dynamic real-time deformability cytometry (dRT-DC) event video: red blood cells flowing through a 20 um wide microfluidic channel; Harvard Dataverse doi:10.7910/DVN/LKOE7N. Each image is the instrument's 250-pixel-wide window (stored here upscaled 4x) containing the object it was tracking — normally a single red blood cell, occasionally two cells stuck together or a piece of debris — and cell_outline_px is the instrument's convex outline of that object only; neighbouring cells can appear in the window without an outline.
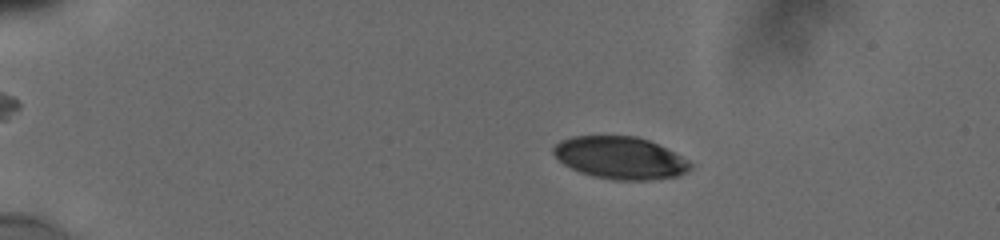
{"species": "human", "species_latin": "Homo sapiens", "temperature_condition": "cold", "stored_images_in_passage": 12, "camera_frame_rate_fps": 3000, "um_per_image_px": 0.085, "donor": {"sex": "male"}, "frame": {"image": 1, "passage_image": 4, "time_ms": 2.333, "image_size_px": [1000, 240], "cell_outline_px": [[692, 168], [688, 172], [680, 176], [652, 180], [612, 180], [592, 176], [580, 172], [564, 164], [552, 152], [552, 148], [560, 140], [572, 136], [636, 136], [648, 140], [688, 160], [692, 164]], "centroid_in_image_um": [52.72, 13.43], "position_along_channel_um": 32.3, "area_um2": 33.76}}
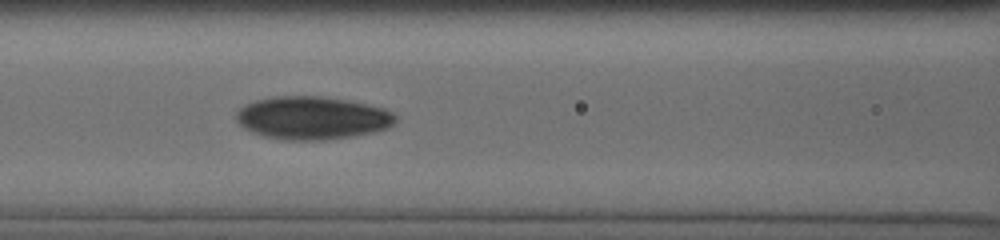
{"frame": {"image": 2, "passage_image": 11, "time_ms": 7.333, "image_size_px": [1000, 240], "cell_outline_px": [[396, 120], [388, 128], [356, 136], [324, 140], [280, 140], [264, 136], [252, 132], [244, 128], [236, 120], [236, 112], [240, 108], [256, 100], [276, 96], [320, 96], [348, 100], [384, 108], [392, 112], [396, 116]], "centroid_in_image_um": [26.54, 10.03], "position_along_channel_um": 140.1, "area_um2": 39.94}}
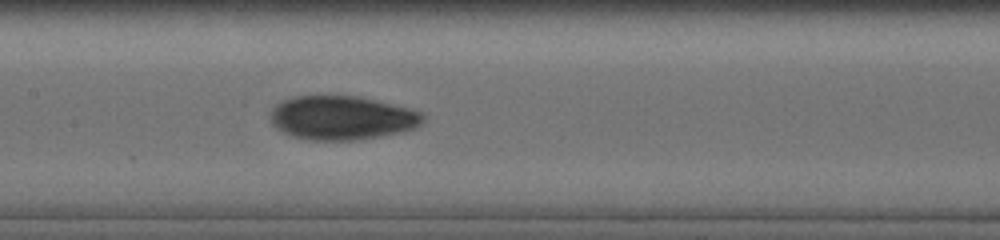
{"frame": {"image": 3, "passage_image": 12, "time_ms": 8.333, "image_size_px": [1000, 240], "cell_outline_px": [[424, 120], [416, 128], [404, 132], [356, 140], [312, 140], [292, 136], [276, 128], [272, 124], [272, 108], [280, 100], [292, 96], [360, 96], [424, 112]], "centroid_in_image_um": [29.08, 10.01], "position_along_channel_um": 178.3, "area_um2": 39.19}}